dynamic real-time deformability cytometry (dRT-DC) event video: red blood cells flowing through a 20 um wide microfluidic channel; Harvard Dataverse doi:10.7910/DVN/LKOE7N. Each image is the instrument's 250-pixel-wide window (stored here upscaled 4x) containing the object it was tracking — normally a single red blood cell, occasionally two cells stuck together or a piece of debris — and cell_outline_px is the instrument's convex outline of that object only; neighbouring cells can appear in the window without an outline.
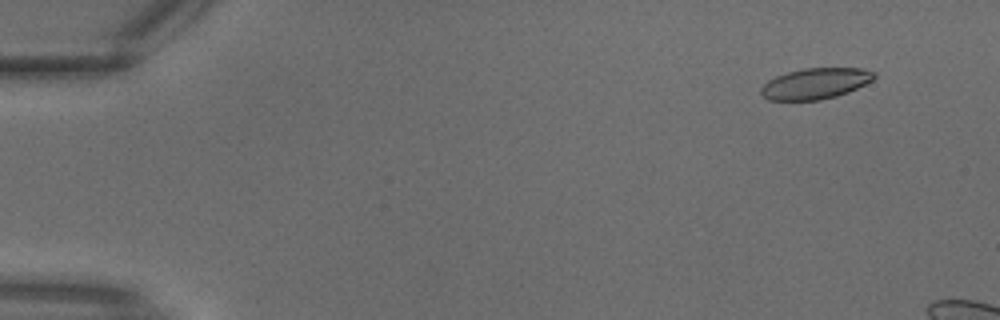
{"species": "common noctule bat (a hibernating species)", "species_latin": "Nyctalus noctula", "temperature_condition": "warm", "stored_images_in_passage": 2, "segment_of_instrument_passage": [2, 2], "camera_frame_rate_fps": 3000, "um_per_image_px": 0.085, "animal": {"sex": "male", "body_mass_g": 18.8}, "frame": {"image": 1, "passage_image": 2, "time_ms": 0.333, "image_size_px": [1000, 320], "cell_outline_px": [[876, 76], [872, 80], [848, 92], [836, 96], [820, 100], [768, 100], [760, 92], [760, 88], [768, 80], [776, 76], [788, 72], [804, 68], [860, 68], [876, 72]], "centroid_in_image_um": [69.3, 7.1], "position_along_channel_um": 15.7, "area_um2": 20.29}}